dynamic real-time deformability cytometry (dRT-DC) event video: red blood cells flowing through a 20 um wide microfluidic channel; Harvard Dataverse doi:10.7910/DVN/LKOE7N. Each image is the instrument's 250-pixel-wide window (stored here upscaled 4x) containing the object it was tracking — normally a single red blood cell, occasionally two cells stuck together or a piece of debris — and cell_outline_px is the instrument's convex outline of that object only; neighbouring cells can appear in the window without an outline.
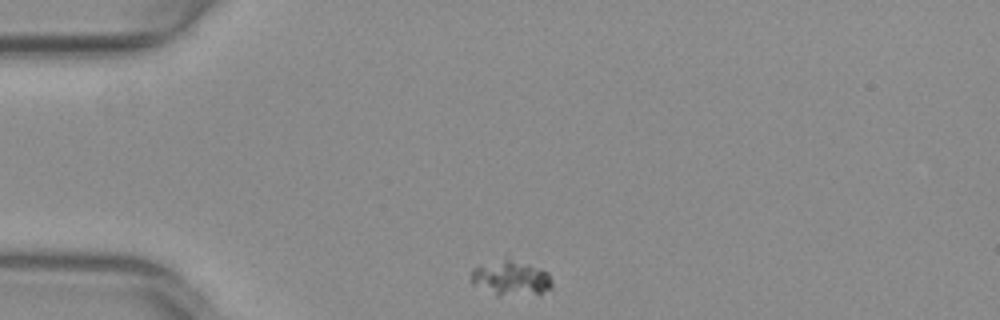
{"species": "common noctule bat (a hibernating species)", "species_latin": "Nyctalus noctula", "temperature_condition": "warm", "stored_images_in_passage": 43, "camera_frame_rate_fps": 3000, "um_per_image_px": 0.085, "animal": {"sex": "female", "body_mass_g": 29.2, "forearm_length_mm": 56.3}, "frame": {"image": 1, "passage_image": 1, "time_ms": 0.0, "image_size_px": [1000, 320], "cell_outline_px": [[552, 292], [540, 296], [496, 296], [472, 284], [468, 280], [468, 276], [472, 268], [508, 252], [548, 272], [552, 280]], "centroid_in_image_um": [43.44, 23.58], "position_along_channel_um": 41.6, "area_um2": 18.84}}
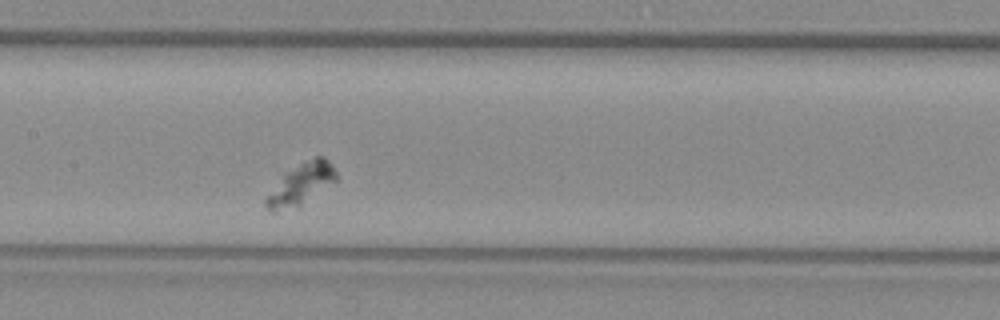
{"frame": {"image": 2, "passage_image": 15, "time_ms": 4.667, "image_size_px": [1000, 320], "cell_outline_px": [[340, 176], [336, 180], [300, 204], [276, 212], [268, 212], [264, 204], [264, 196], [284, 172], [316, 156], [324, 156], [332, 164]], "centroid_in_image_um": [25.53, 15.63], "position_along_channel_um": 181.9, "area_um2": 16.82}}
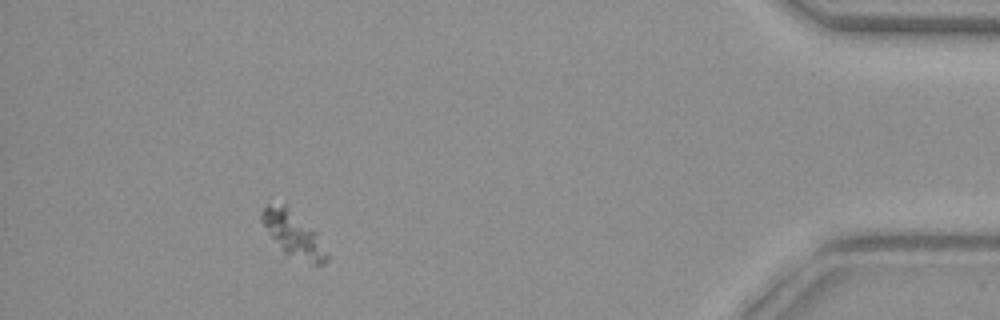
{"frame": {"image": 3, "passage_image": 38, "time_ms": 12.333, "image_size_px": [1000, 320], "cell_outline_px": [[328, 260], [324, 264], [312, 264], [284, 252], [260, 220], [260, 212], [268, 204], [284, 204], [316, 232], [328, 252]], "centroid_in_image_um": [24.96, 19.91], "position_along_channel_um": 410.2, "area_um2": 16.59}}